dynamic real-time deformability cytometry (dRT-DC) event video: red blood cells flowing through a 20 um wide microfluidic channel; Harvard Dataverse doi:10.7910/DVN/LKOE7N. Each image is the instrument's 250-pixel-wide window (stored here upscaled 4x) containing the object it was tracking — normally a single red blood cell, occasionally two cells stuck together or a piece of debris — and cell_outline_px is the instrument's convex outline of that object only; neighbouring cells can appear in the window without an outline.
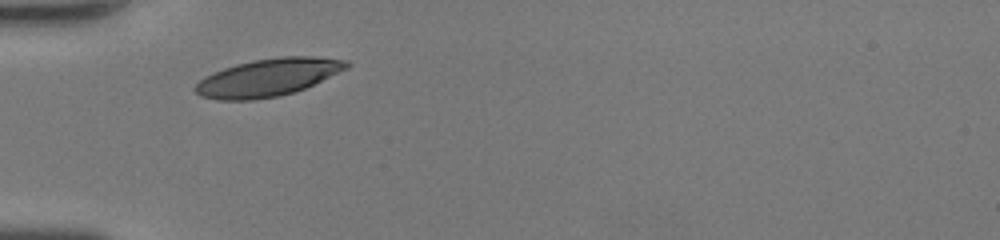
{"species": "human", "species_latin": "Homo sapiens", "temperature_condition": "room temperature", "stored_images_in_passage": 25, "camera_frame_rate_fps": 3000, "um_per_image_px": 0.085, "donor": {"sex": "female"}, "frame": {"image": 1, "passage_image": 1, "time_ms": 0.0, "image_size_px": [1000, 240], "cell_outline_px": [[352, 64], [348, 68], [304, 88], [280, 96], [252, 100], [216, 100], [200, 96], [192, 88], [204, 76], [224, 68], [236, 64], [252, 60], [280, 56], [312, 56], [348, 60]], "centroid_in_image_um": [22.76, 6.58], "position_along_channel_um": 62.2, "area_um2": 33.18}}
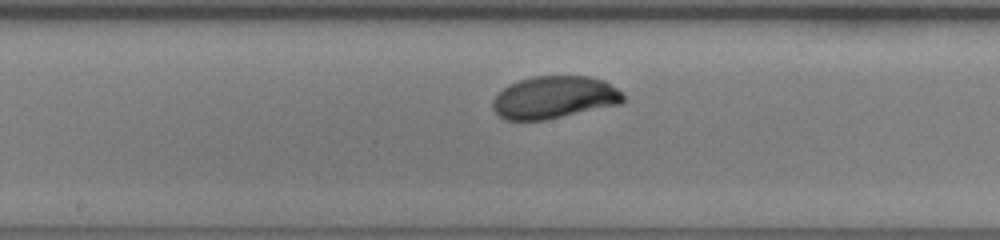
{"frame": {"image": 2, "passage_image": 11, "time_ms": 3.333, "image_size_px": [1000, 240], "cell_outline_px": [[624, 100], [620, 104], [544, 120], [504, 120], [492, 108], [492, 100], [508, 84], [532, 76], [588, 76], [604, 80], [616, 88], [624, 96]], "centroid_in_image_um": [47.09, 8.27], "position_along_channel_um": 201.1, "area_um2": 32.14}}
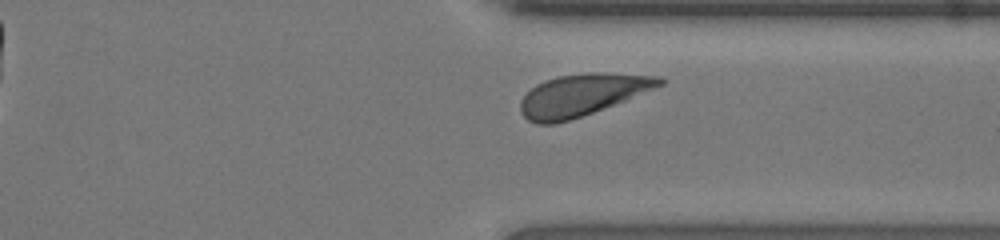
{"frame": {"image": 3, "passage_image": 22, "time_ms": 7.0, "image_size_px": [1000, 240], "cell_outline_px": [[664, 84], [656, 88], [592, 112], [556, 124], [536, 124], [528, 120], [520, 112], [520, 100], [536, 84], [544, 80], [556, 76], [588, 72], [604, 72], [660, 76], [664, 80]], "centroid_in_image_um": [49.46, 8.05], "position_along_channel_um": 361.9, "area_um2": 33.81}, "authors_computed_cell_mechanics": {"area_um2": 32.7148, "velocity_mm_per_s": 4.3739, "shape_relaxation_time_tau1_ms": 1.5087, "shape_relaxation_time_tau2_ms": null, "deformation_change_tau1": 0.1148, "deformation_change_tau2": null}}